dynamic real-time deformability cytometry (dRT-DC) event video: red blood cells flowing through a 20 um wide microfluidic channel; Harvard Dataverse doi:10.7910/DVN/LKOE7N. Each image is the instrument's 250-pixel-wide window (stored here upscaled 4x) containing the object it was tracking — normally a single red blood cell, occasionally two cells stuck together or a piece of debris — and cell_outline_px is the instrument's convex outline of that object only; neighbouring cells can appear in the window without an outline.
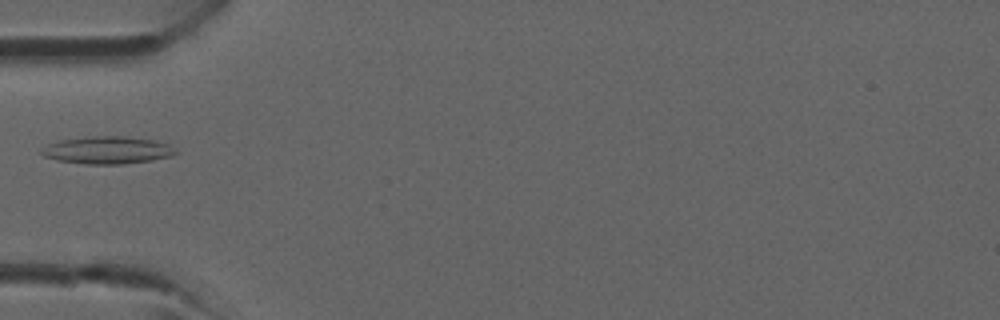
{"species": "common noctule bat (a hibernating species)", "species_latin": "Nyctalus noctula", "temperature_condition": "room temperature", "stored_images_in_passage": 4, "camera_frame_rate_fps": 3000, "um_per_image_px": 0.085, "animal": {"sex": "male", "forearm_length_mm": 52.5}, "frame": {"image": 1, "passage_image": 4, "time_ms": 3.667, "image_size_px": [1000, 320], "cell_outline_px": [[176, 152], [172, 156], [152, 160], [124, 164], [88, 164], [56, 160], [44, 156], [40, 152], [40, 148], [48, 144], [60, 140], [92, 136], [124, 136], [152, 140], [168, 144]], "centroid_in_image_um": [9.08, 12.76], "position_along_channel_um": 75.9, "area_um2": 21.33}}